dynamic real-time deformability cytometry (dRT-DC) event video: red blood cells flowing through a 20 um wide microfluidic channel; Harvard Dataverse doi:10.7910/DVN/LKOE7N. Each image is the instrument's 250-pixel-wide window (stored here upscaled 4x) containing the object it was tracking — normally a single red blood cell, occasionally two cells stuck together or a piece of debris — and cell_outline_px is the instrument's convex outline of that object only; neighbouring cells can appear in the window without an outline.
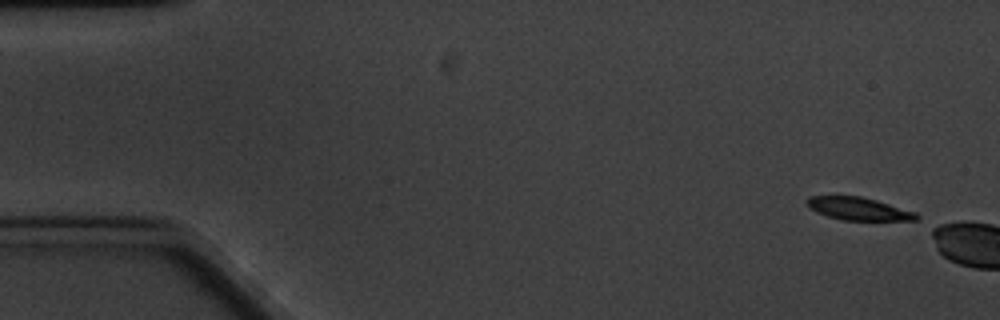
{"species": "common noctule bat (a hibernating species)", "species_latin": "Nyctalus noctula", "temperature_condition": "cold", "stored_images_in_passage": 2, "camera_frame_rate_fps": 3000, "um_per_image_px": 0.085, "animal": {"sex": "male", "body_mass_g": 20.1, "forearm_length_mm": 53.5}, "frame": {"image": 1, "passage_image": 1, "time_ms": 0.0, "image_size_px": [1000, 320], "cell_outline_px": [[920, 216], [916, 220], [844, 220], [828, 216], [816, 212], [808, 208], [808, 196], [860, 196], [876, 200], [916, 212]], "centroid_in_image_um": [72.98, 17.74], "position_along_channel_um": 12.0, "area_um2": 14.39}}